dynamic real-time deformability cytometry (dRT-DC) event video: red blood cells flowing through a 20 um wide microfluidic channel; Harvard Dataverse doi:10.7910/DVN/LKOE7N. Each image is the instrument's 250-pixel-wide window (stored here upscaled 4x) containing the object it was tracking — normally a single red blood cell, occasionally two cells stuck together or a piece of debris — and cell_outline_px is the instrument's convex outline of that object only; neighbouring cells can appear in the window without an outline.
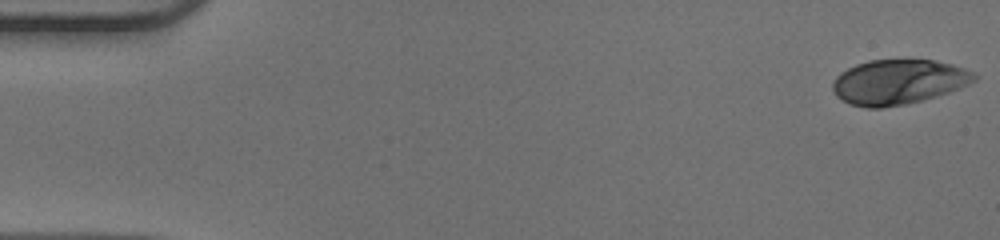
{"species": "human", "species_latin": "Homo sapiens", "temperature_condition": "warm", "stored_images_in_passage": 51, "camera_frame_rate_fps": 3000, "um_per_image_px": 0.085, "donor": {"sex": "male"}, "frame": {"image": 1, "passage_image": 1, "time_ms": 0.0, "image_size_px": [1000, 240], "cell_outline_px": [[976, 80], [960, 88], [936, 96], [904, 104], [880, 108], [868, 108], [848, 104], [836, 96], [832, 88], [832, 84], [836, 76], [840, 72], [856, 64], [868, 60], [932, 60], [952, 64], [964, 68], [972, 72], [976, 76]], "centroid_in_image_um": [76.33, 6.96], "position_along_channel_um": 8.7, "area_um2": 36.88}}
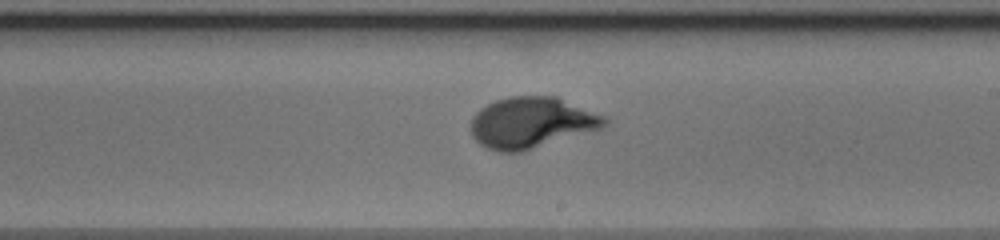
{"frame": {"image": 2, "passage_image": 30, "time_ms": 9.667, "image_size_px": [1000, 240], "cell_outline_px": [[608, 124], [604, 128], [520, 152], [500, 152], [488, 148], [480, 144], [472, 136], [472, 116], [480, 108], [496, 100], [508, 96], [556, 96], [608, 116]], "centroid_in_image_um": [45.23, 10.41], "position_along_channel_um": 243.8, "area_um2": 40.0}}
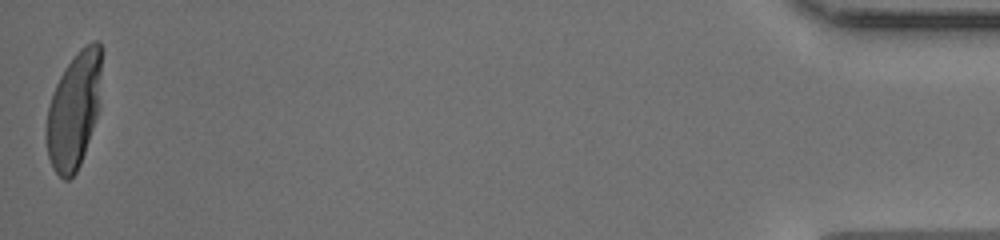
{"frame": {"image": 3, "passage_image": 51, "time_ms": 16.667, "image_size_px": [1000, 240], "cell_outline_px": [[104, 48], [96, 116], [80, 164], [76, 172], [68, 180], [64, 180], [52, 168], [48, 156], [48, 108], [56, 84], [64, 68], [76, 52], [80, 48], [92, 40], [100, 40]], "centroid_in_image_um": [6.32, 9.27], "position_along_channel_um": 428.9, "area_um2": 36.93}, "authors_computed_cell_mechanics": {"area_um2": 37.5122, "velocity_mm_per_s": 3.9778, "shape_relaxation_time_tau1_ms": 3.9217, "shape_relaxation_time_tau2_ms": null, "deformation_change_tau1": 0.2282, "deformation_change_tau2": null}}